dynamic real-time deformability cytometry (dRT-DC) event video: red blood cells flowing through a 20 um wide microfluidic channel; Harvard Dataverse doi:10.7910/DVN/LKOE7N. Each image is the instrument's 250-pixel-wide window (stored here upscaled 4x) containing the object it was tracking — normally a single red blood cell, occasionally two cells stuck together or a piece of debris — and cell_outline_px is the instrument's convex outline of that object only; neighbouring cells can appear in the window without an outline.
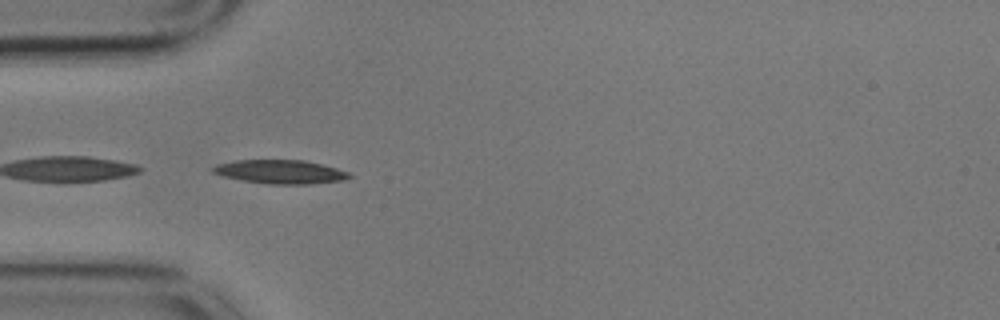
{"species": "common noctule bat (a hibernating species)", "species_latin": "Nyctalus noctula", "temperature_condition": "cold", "stored_images_in_passage": 55, "camera_frame_rate_fps": 3000, "um_per_image_px": 0.085, "animal": {"sex": "male", "body_mass_g": 17.9}, "frame": {"image": 1, "passage_image": 15, "time_ms": 4.667, "image_size_px": [1000, 320], "cell_outline_px": [[352, 176], [344, 180], [312, 184], [268, 184], [244, 180], [224, 176], [212, 172], [212, 168], [216, 164], [236, 160], [304, 160], [336, 168], [348, 172]], "centroid_in_image_um": [23.84, 14.6], "position_along_channel_um": 61.2, "area_um2": 18.73}}
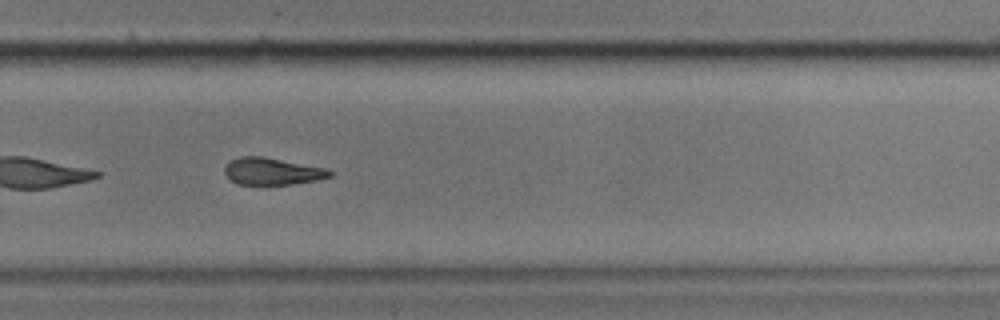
{"frame": {"image": 2, "passage_image": 36, "time_ms": 11.667, "image_size_px": [1000, 320], "cell_outline_px": [[332, 176], [316, 180], [292, 184], [236, 184], [224, 172], [224, 168], [232, 160], [240, 156], [260, 156], [324, 168], [332, 172]], "centroid_in_image_um": [23.12, 14.57], "position_along_channel_um": 306.7, "area_um2": 16.13}}
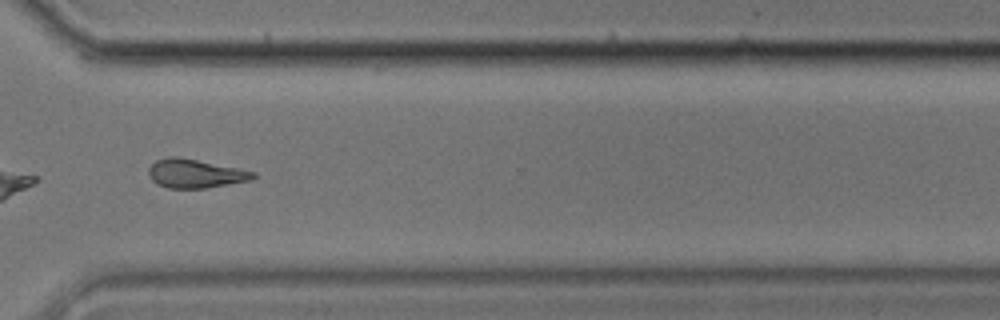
{"frame": {"image": 3, "passage_image": 40, "time_ms": 13.0, "image_size_px": [1000, 320], "cell_outline_px": [[256, 176], [252, 180], [208, 188], [168, 188], [156, 184], [148, 176], [148, 168], [156, 160], [168, 156], [176, 156], [256, 172]], "centroid_in_image_um": [16.56, 14.76], "position_along_channel_um": 354.0, "area_um2": 17.51}, "authors_computed_cell_mechanics": {"area_um2": 18.0336, "velocity_mm_per_s": 3.5308, "shape_relaxation_time_tau1_ms": 6.1269, "shape_relaxation_time_tau2_ms": 5.4692, "deformation_change_tau1": 0.1429, "deformation_change_tau2": 0.1528}}